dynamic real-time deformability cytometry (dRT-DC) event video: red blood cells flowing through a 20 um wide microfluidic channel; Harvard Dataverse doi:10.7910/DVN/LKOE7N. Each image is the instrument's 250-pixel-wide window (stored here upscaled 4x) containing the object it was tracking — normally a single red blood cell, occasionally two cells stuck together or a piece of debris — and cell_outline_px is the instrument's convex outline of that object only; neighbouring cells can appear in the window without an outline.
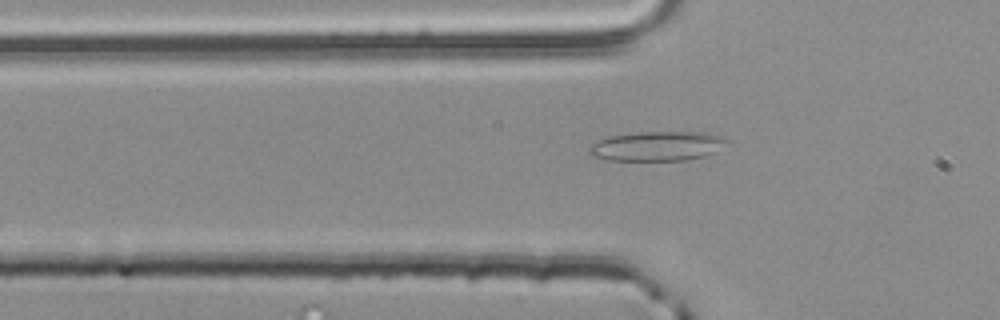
{"species": "common noctule bat (a hibernating species)", "species_latin": "Nyctalus noctula", "temperature_condition": "room temperature", "stored_images_in_passage": 42, "segment_of_instrument_passage": [1, 2], "camera_frame_rate_fps": 3000, "um_per_image_px": 0.085, "animal": {"sex": "male", "body_mass_g": 20.4}, "frame": {"image": 1, "passage_image": 5, "time_ms": 1.333, "image_size_px": [1000, 320], "cell_outline_px": [[728, 140], [716, 152], [704, 156], [684, 160], [608, 160], [592, 156], [588, 152], [588, 148], [592, 144], [608, 136], [636, 132], [708, 132], [720, 136]], "centroid_in_image_um": [55.84, 12.41], "position_along_channel_um": 70.0, "area_um2": 23.64}}
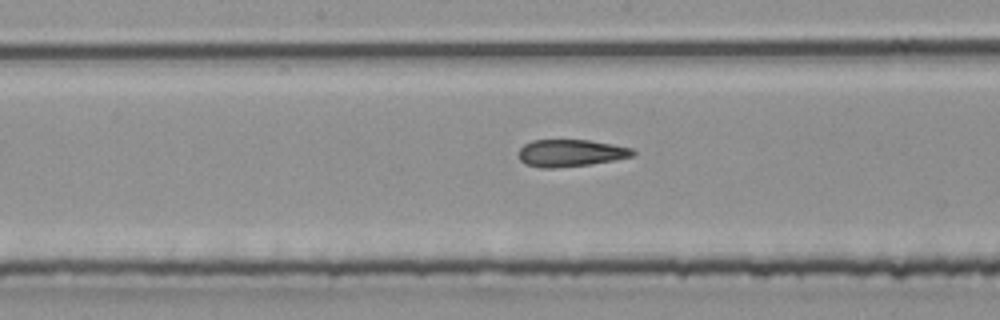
{"frame": {"image": 2, "passage_image": 15, "time_ms": 4.667, "image_size_px": [1000, 320], "cell_outline_px": [[636, 152], [632, 156], [612, 160], [588, 164], [556, 168], [540, 168], [524, 164], [520, 160], [516, 152], [524, 144], [532, 140], [588, 140], [612, 144], [632, 148]], "centroid_in_image_um": [48.43, 13.01], "position_along_channel_um": 199.8, "area_um2": 18.09}}
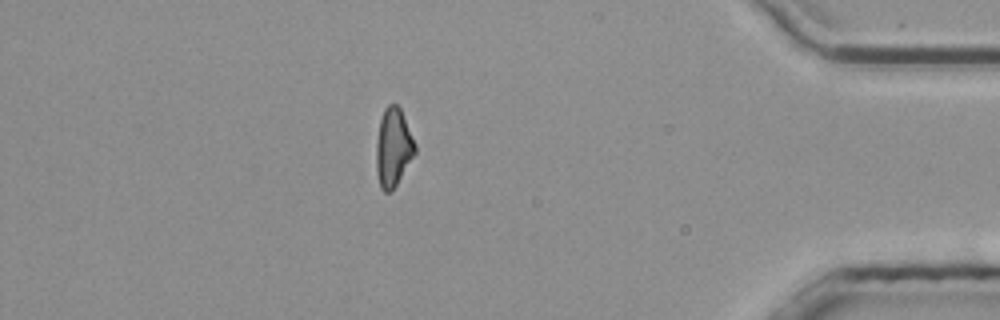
{"frame": {"image": 3, "passage_image": 34, "time_ms": 11.0, "image_size_px": [1000, 320], "cell_outline_px": [[416, 152], [392, 192], [384, 192], [380, 188], [376, 172], [376, 140], [380, 120], [384, 108], [388, 104], [396, 104], [400, 108], [416, 144]], "centroid_in_image_um": [33.41, 12.56], "position_along_channel_um": 401.8, "area_um2": 17.86}}